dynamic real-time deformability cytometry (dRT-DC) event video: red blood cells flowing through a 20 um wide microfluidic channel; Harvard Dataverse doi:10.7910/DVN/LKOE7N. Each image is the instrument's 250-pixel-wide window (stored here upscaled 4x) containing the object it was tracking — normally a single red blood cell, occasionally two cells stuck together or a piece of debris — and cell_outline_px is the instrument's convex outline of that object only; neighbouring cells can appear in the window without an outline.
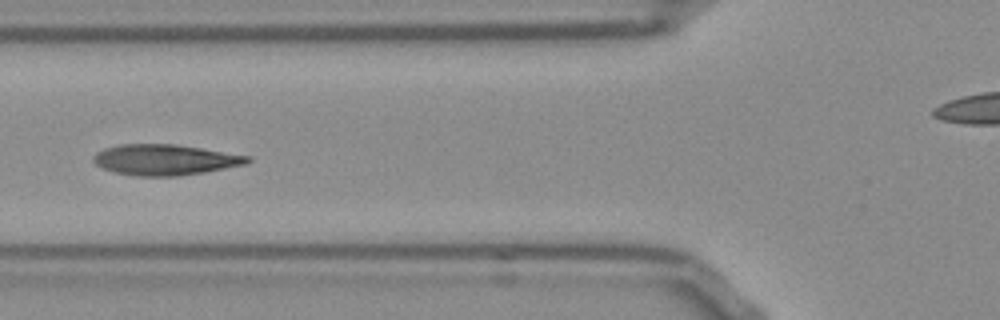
{"species": "Egyptian fruit bat (a non-hibernating species)", "species_latin": "Rousettus aegyptiacus", "temperature_condition": "room temperature", "stored_images_in_passage": 31, "camera_frame_rate_fps": 3000, "um_per_image_px": 0.085, "frame": {"image": 1, "passage_image": 5, "time_ms": 1.333, "image_size_px": [1000, 320], "cell_outline_px": [[252, 160], [244, 164], [204, 172], [180, 176], [136, 176], [116, 172], [104, 168], [96, 164], [92, 160], [92, 156], [96, 152], [104, 148], [120, 144], [172, 144], [200, 148], [252, 156]], "centroid_in_image_um": [14.01, 13.57], "position_along_channel_um": 111.8, "area_um2": 27.46}, "authors_computed_cell_mechanics": {"area_um2": 27.0504, "velocity_mm_per_s": 3.7816, "shape_relaxation_time_tau1_ms": 4.4052, "shape_relaxation_time_tau2_ms": 1.1756, "deformation_change_tau1": 0.1852, "deformation_change_tau2": 0.0767}}